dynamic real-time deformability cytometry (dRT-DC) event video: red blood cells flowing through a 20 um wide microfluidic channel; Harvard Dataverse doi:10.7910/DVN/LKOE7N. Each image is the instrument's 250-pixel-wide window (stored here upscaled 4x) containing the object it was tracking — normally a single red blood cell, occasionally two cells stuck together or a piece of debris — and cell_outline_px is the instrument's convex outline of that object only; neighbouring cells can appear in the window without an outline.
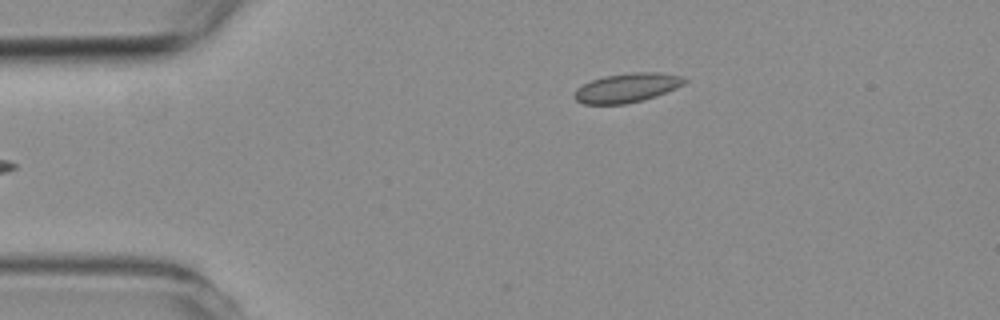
{"species": "common noctule bat (a hibernating species)", "species_latin": "Nyctalus noctula", "temperature_condition": "room temperature", "stored_images_in_passage": 5, "camera_frame_rate_fps": 3000, "um_per_image_px": 0.085, "animal": {"sex": "female", "body_mass_g": 19.3, "forearm_length_mm": 54.1}, "frame": {"image": 1, "passage_image": 5, "time_ms": 4.667, "image_size_px": [1000, 320], "cell_outline_px": [[688, 80], [684, 84], [676, 88], [656, 96], [644, 100], [624, 104], [584, 104], [576, 100], [572, 96], [576, 88], [592, 80], [604, 76], [632, 72], [656, 72], [680, 76]], "centroid_in_image_um": [53.27, 7.47], "position_along_channel_um": 31.7, "area_um2": 18.73}}